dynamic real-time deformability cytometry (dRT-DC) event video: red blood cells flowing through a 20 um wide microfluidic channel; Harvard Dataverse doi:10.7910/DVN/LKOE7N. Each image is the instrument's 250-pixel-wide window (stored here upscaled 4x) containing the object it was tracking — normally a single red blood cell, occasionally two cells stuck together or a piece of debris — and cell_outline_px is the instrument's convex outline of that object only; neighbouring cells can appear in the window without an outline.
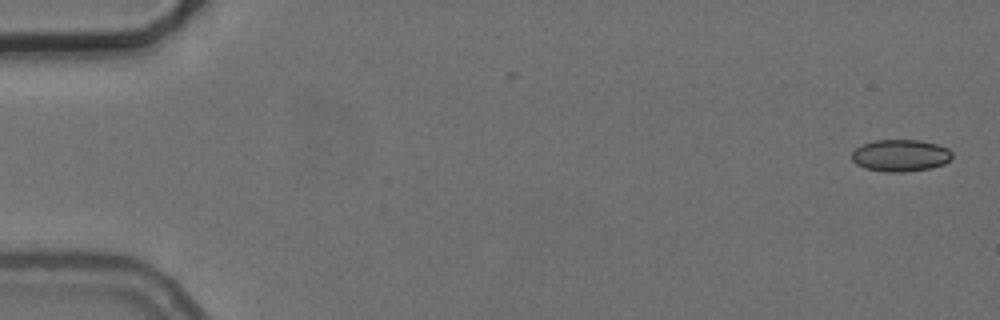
{"species": "common noctule bat (a hibernating species)", "species_latin": "Nyctalus noctula", "temperature_condition": "cold", "stored_images_in_passage": 5, "camera_frame_rate_fps": 3000, "um_per_image_px": 0.085, "animal": {"sex": "female", "body_mass_g": 24.6, "forearm_length_mm": 56.2}, "frame": {"image": 1, "passage_image": 1, "time_ms": 0.0, "image_size_px": [1000, 320], "cell_outline_px": [[952, 156], [944, 164], [932, 168], [904, 172], [884, 172], [864, 168], [856, 164], [852, 160], [852, 152], [860, 144], [876, 140], [920, 140], [936, 144], [948, 148], [952, 152]], "centroid_in_image_um": [76.52, 13.22], "position_along_channel_um": 8.5, "area_um2": 18.84}}
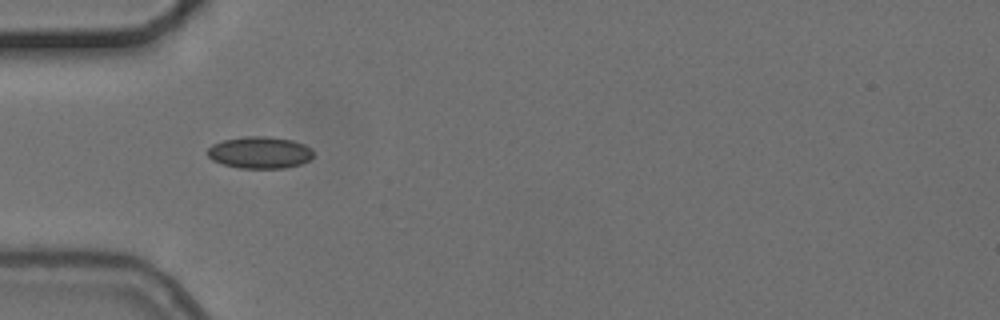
{"frame": {"image": 2, "passage_image": 4, "time_ms": 5.333, "image_size_px": [1000, 320], "cell_outline_px": [[312, 156], [308, 160], [300, 164], [284, 168], [240, 168], [224, 164], [212, 160], [208, 156], [208, 148], [212, 144], [224, 140], [244, 136], [268, 136], [292, 140], [304, 144], [312, 148]], "centroid_in_image_um": [22.08, 12.95], "position_along_channel_um": 62.9, "area_um2": 19.59}}
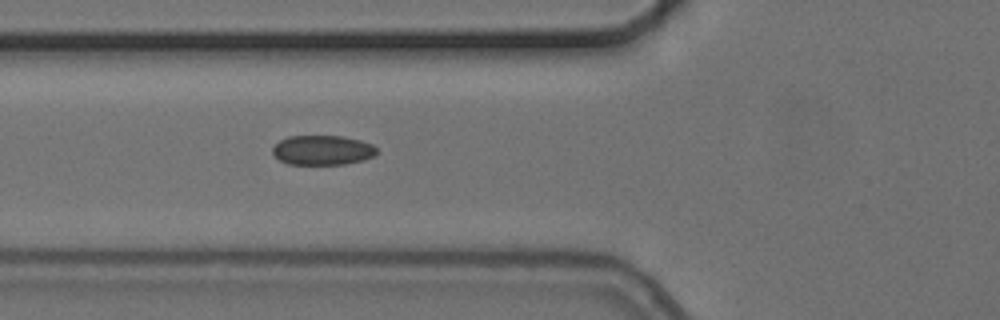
{"frame": {"image": 3, "passage_image": 5, "time_ms": 6.333, "image_size_px": [1000, 320], "cell_outline_px": [[376, 156], [364, 160], [344, 164], [288, 164], [280, 160], [272, 152], [272, 148], [280, 140], [288, 136], [344, 136], [360, 140], [372, 144], [376, 148]], "centroid_in_image_um": [27.43, 12.76], "position_along_channel_um": 98.4, "area_um2": 18.03}}